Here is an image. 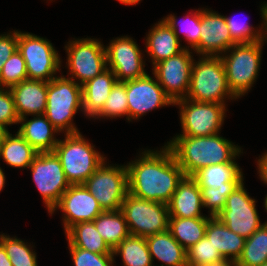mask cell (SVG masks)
Listing matches in <instances>:
<instances>
[{
	"label": "cell",
	"instance_id": "74e56055",
	"mask_svg": "<svg viewBox=\"0 0 267 266\" xmlns=\"http://www.w3.org/2000/svg\"><path fill=\"white\" fill-rule=\"evenodd\" d=\"M230 36L236 43H250L259 41L261 38L262 24L258 27H253L248 22H242L233 16H224Z\"/></svg>",
	"mask_w": 267,
	"mask_h": 266
},
{
	"label": "cell",
	"instance_id": "f35d334b",
	"mask_svg": "<svg viewBox=\"0 0 267 266\" xmlns=\"http://www.w3.org/2000/svg\"><path fill=\"white\" fill-rule=\"evenodd\" d=\"M74 266H114L113 254H97L78 247H68Z\"/></svg>",
	"mask_w": 267,
	"mask_h": 266
},
{
	"label": "cell",
	"instance_id": "ba28073f",
	"mask_svg": "<svg viewBox=\"0 0 267 266\" xmlns=\"http://www.w3.org/2000/svg\"><path fill=\"white\" fill-rule=\"evenodd\" d=\"M18 51L26 64L29 80L54 79L62 67V60L51 41L38 35L18 31Z\"/></svg>",
	"mask_w": 267,
	"mask_h": 266
},
{
	"label": "cell",
	"instance_id": "277c9868",
	"mask_svg": "<svg viewBox=\"0 0 267 266\" xmlns=\"http://www.w3.org/2000/svg\"><path fill=\"white\" fill-rule=\"evenodd\" d=\"M187 99L196 102L226 104L238 99L230 90L225 67L220 56H199L191 69Z\"/></svg>",
	"mask_w": 267,
	"mask_h": 266
},
{
	"label": "cell",
	"instance_id": "9a60e30c",
	"mask_svg": "<svg viewBox=\"0 0 267 266\" xmlns=\"http://www.w3.org/2000/svg\"><path fill=\"white\" fill-rule=\"evenodd\" d=\"M192 52L185 49L152 67V74L173 102L186 98L188 94L194 61Z\"/></svg>",
	"mask_w": 267,
	"mask_h": 266
},
{
	"label": "cell",
	"instance_id": "cb8c5ba5",
	"mask_svg": "<svg viewBox=\"0 0 267 266\" xmlns=\"http://www.w3.org/2000/svg\"><path fill=\"white\" fill-rule=\"evenodd\" d=\"M199 187L214 189L237 188L243 181V171L237 162L220 163L199 169L191 176Z\"/></svg>",
	"mask_w": 267,
	"mask_h": 266
},
{
	"label": "cell",
	"instance_id": "f1b7e54d",
	"mask_svg": "<svg viewBox=\"0 0 267 266\" xmlns=\"http://www.w3.org/2000/svg\"><path fill=\"white\" fill-rule=\"evenodd\" d=\"M93 222L99 234L112 250L130 235L121 210L103 211Z\"/></svg>",
	"mask_w": 267,
	"mask_h": 266
},
{
	"label": "cell",
	"instance_id": "2e32d148",
	"mask_svg": "<svg viewBox=\"0 0 267 266\" xmlns=\"http://www.w3.org/2000/svg\"><path fill=\"white\" fill-rule=\"evenodd\" d=\"M128 102V122L138 120L147 112L165 106H174V102L165 93L156 77L145 76L126 81Z\"/></svg>",
	"mask_w": 267,
	"mask_h": 266
},
{
	"label": "cell",
	"instance_id": "4316f807",
	"mask_svg": "<svg viewBox=\"0 0 267 266\" xmlns=\"http://www.w3.org/2000/svg\"><path fill=\"white\" fill-rule=\"evenodd\" d=\"M38 152L18 133L8 132L0 146V159L13 168H29Z\"/></svg>",
	"mask_w": 267,
	"mask_h": 266
},
{
	"label": "cell",
	"instance_id": "d590c367",
	"mask_svg": "<svg viewBox=\"0 0 267 266\" xmlns=\"http://www.w3.org/2000/svg\"><path fill=\"white\" fill-rule=\"evenodd\" d=\"M187 266H206L224 260L220 252L206 236L187 251Z\"/></svg>",
	"mask_w": 267,
	"mask_h": 266
},
{
	"label": "cell",
	"instance_id": "5b68a950",
	"mask_svg": "<svg viewBox=\"0 0 267 266\" xmlns=\"http://www.w3.org/2000/svg\"><path fill=\"white\" fill-rule=\"evenodd\" d=\"M54 152L70 185L83 184L107 158L81 132L64 134Z\"/></svg>",
	"mask_w": 267,
	"mask_h": 266
},
{
	"label": "cell",
	"instance_id": "8d00e7d4",
	"mask_svg": "<svg viewBox=\"0 0 267 266\" xmlns=\"http://www.w3.org/2000/svg\"><path fill=\"white\" fill-rule=\"evenodd\" d=\"M25 60L18 49L4 63L0 72V87L10 89L12 86L27 80Z\"/></svg>",
	"mask_w": 267,
	"mask_h": 266
},
{
	"label": "cell",
	"instance_id": "5bb4252c",
	"mask_svg": "<svg viewBox=\"0 0 267 266\" xmlns=\"http://www.w3.org/2000/svg\"><path fill=\"white\" fill-rule=\"evenodd\" d=\"M139 47L137 42L127 35L113 38L105 46L107 68L112 70L117 82L138 79L147 74L144 51Z\"/></svg>",
	"mask_w": 267,
	"mask_h": 266
},
{
	"label": "cell",
	"instance_id": "6da1fadb",
	"mask_svg": "<svg viewBox=\"0 0 267 266\" xmlns=\"http://www.w3.org/2000/svg\"><path fill=\"white\" fill-rule=\"evenodd\" d=\"M144 150V151H143ZM126 164L128 192L134 197L168 204L185 176L171 149H143Z\"/></svg>",
	"mask_w": 267,
	"mask_h": 266
},
{
	"label": "cell",
	"instance_id": "4dcf8cb0",
	"mask_svg": "<svg viewBox=\"0 0 267 266\" xmlns=\"http://www.w3.org/2000/svg\"><path fill=\"white\" fill-rule=\"evenodd\" d=\"M188 13L189 14H186L183 17V21L177 20V16H175V14H170L162 19L170 26L180 41V33L184 35V41L188 44L185 46V49H190L197 54L196 56H199L201 8L199 7L198 9H195V11L191 9ZM179 31L181 32L179 33Z\"/></svg>",
	"mask_w": 267,
	"mask_h": 266
},
{
	"label": "cell",
	"instance_id": "836d02e7",
	"mask_svg": "<svg viewBox=\"0 0 267 266\" xmlns=\"http://www.w3.org/2000/svg\"><path fill=\"white\" fill-rule=\"evenodd\" d=\"M24 241L6 233L0 234V244L6 250L12 266H38L34 245Z\"/></svg>",
	"mask_w": 267,
	"mask_h": 266
},
{
	"label": "cell",
	"instance_id": "ee69618b",
	"mask_svg": "<svg viewBox=\"0 0 267 266\" xmlns=\"http://www.w3.org/2000/svg\"><path fill=\"white\" fill-rule=\"evenodd\" d=\"M264 4H261L260 7V14L262 17V32H261V38L260 40L262 41V43L264 44L265 42L267 43V2L265 3V1L263 2Z\"/></svg>",
	"mask_w": 267,
	"mask_h": 266
},
{
	"label": "cell",
	"instance_id": "4fadbf2b",
	"mask_svg": "<svg viewBox=\"0 0 267 266\" xmlns=\"http://www.w3.org/2000/svg\"><path fill=\"white\" fill-rule=\"evenodd\" d=\"M256 200L249 196L242 182L228 197L225 207L216 217L231 231L249 238L263 223L257 211Z\"/></svg>",
	"mask_w": 267,
	"mask_h": 266
},
{
	"label": "cell",
	"instance_id": "e0dca14e",
	"mask_svg": "<svg viewBox=\"0 0 267 266\" xmlns=\"http://www.w3.org/2000/svg\"><path fill=\"white\" fill-rule=\"evenodd\" d=\"M58 209L63 212L64 233L77 223L93 221L104 211L83 184L70 185L49 215Z\"/></svg>",
	"mask_w": 267,
	"mask_h": 266
},
{
	"label": "cell",
	"instance_id": "83f0119b",
	"mask_svg": "<svg viewBox=\"0 0 267 266\" xmlns=\"http://www.w3.org/2000/svg\"><path fill=\"white\" fill-rule=\"evenodd\" d=\"M68 247H78L97 254H113L93 221L80 222L65 232Z\"/></svg>",
	"mask_w": 267,
	"mask_h": 266
},
{
	"label": "cell",
	"instance_id": "d6a6232c",
	"mask_svg": "<svg viewBox=\"0 0 267 266\" xmlns=\"http://www.w3.org/2000/svg\"><path fill=\"white\" fill-rule=\"evenodd\" d=\"M267 262V220L246 238L237 266H262Z\"/></svg>",
	"mask_w": 267,
	"mask_h": 266
},
{
	"label": "cell",
	"instance_id": "7402d4cb",
	"mask_svg": "<svg viewBox=\"0 0 267 266\" xmlns=\"http://www.w3.org/2000/svg\"><path fill=\"white\" fill-rule=\"evenodd\" d=\"M18 133L39 153L52 152L58 144L56 135L60 132L51 124L44 114L32 119L20 118Z\"/></svg>",
	"mask_w": 267,
	"mask_h": 266
},
{
	"label": "cell",
	"instance_id": "b9f144b4",
	"mask_svg": "<svg viewBox=\"0 0 267 266\" xmlns=\"http://www.w3.org/2000/svg\"><path fill=\"white\" fill-rule=\"evenodd\" d=\"M18 49V30L0 34V72L4 63Z\"/></svg>",
	"mask_w": 267,
	"mask_h": 266
},
{
	"label": "cell",
	"instance_id": "d4e9b609",
	"mask_svg": "<svg viewBox=\"0 0 267 266\" xmlns=\"http://www.w3.org/2000/svg\"><path fill=\"white\" fill-rule=\"evenodd\" d=\"M146 241L152 262L158 259L160 266H187L186 250L169 230L148 236Z\"/></svg>",
	"mask_w": 267,
	"mask_h": 266
},
{
	"label": "cell",
	"instance_id": "44dd1931",
	"mask_svg": "<svg viewBox=\"0 0 267 266\" xmlns=\"http://www.w3.org/2000/svg\"><path fill=\"white\" fill-rule=\"evenodd\" d=\"M146 35L145 52L151 59L152 67L185 50V45L182 46L174 31L163 19L154 24Z\"/></svg>",
	"mask_w": 267,
	"mask_h": 266
},
{
	"label": "cell",
	"instance_id": "484cf974",
	"mask_svg": "<svg viewBox=\"0 0 267 266\" xmlns=\"http://www.w3.org/2000/svg\"><path fill=\"white\" fill-rule=\"evenodd\" d=\"M205 236L224 259L237 261L242 254L245 238L231 231L217 217L208 220Z\"/></svg>",
	"mask_w": 267,
	"mask_h": 266
},
{
	"label": "cell",
	"instance_id": "ffe728a7",
	"mask_svg": "<svg viewBox=\"0 0 267 266\" xmlns=\"http://www.w3.org/2000/svg\"><path fill=\"white\" fill-rule=\"evenodd\" d=\"M202 208L203 203L199 185L191 176H184L168 203L169 217H212L201 213Z\"/></svg>",
	"mask_w": 267,
	"mask_h": 266
},
{
	"label": "cell",
	"instance_id": "7c38bea8",
	"mask_svg": "<svg viewBox=\"0 0 267 266\" xmlns=\"http://www.w3.org/2000/svg\"><path fill=\"white\" fill-rule=\"evenodd\" d=\"M28 169L50 213L70 186L61 161L54 151L39 152Z\"/></svg>",
	"mask_w": 267,
	"mask_h": 266
},
{
	"label": "cell",
	"instance_id": "c3c4849f",
	"mask_svg": "<svg viewBox=\"0 0 267 266\" xmlns=\"http://www.w3.org/2000/svg\"><path fill=\"white\" fill-rule=\"evenodd\" d=\"M118 2H120L121 4H124L125 6H134L138 3H140L142 0H117Z\"/></svg>",
	"mask_w": 267,
	"mask_h": 266
},
{
	"label": "cell",
	"instance_id": "1f68e13d",
	"mask_svg": "<svg viewBox=\"0 0 267 266\" xmlns=\"http://www.w3.org/2000/svg\"><path fill=\"white\" fill-rule=\"evenodd\" d=\"M113 256H121L123 266H155L146 238L129 235L112 250Z\"/></svg>",
	"mask_w": 267,
	"mask_h": 266
},
{
	"label": "cell",
	"instance_id": "52a82bcc",
	"mask_svg": "<svg viewBox=\"0 0 267 266\" xmlns=\"http://www.w3.org/2000/svg\"><path fill=\"white\" fill-rule=\"evenodd\" d=\"M64 49L67 53V77L81 86L107 69L106 48L96 38L70 39Z\"/></svg>",
	"mask_w": 267,
	"mask_h": 266
},
{
	"label": "cell",
	"instance_id": "7a4b0ae2",
	"mask_svg": "<svg viewBox=\"0 0 267 266\" xmlns=\"http://www.w3.org/2000/svg\"><path fill=\"white\" fill-rule=\"evenodd\" d=\"M166 145L173 152L185 176H192L199 169L235 161L242 147L222 137L220 133L211 136H174Z\"/></svg>",
	"mask_w": 267,
	"mask_h": 266
},
{
	"label": "cell",
	"instance_id": "f6af8a7d",
	"mask_svg": "<svg viewBox=\"0 0 267 266\" xmlns=\"http://www.w3.org/2000/svg\"><path fill=\"white\" fill-rule=\"evenodd\" d=\"M0 266H12L9 257L7 256L6 250L0 244Z\"/></svg>",
	"mask_w": 267,
	"mask_h": 266
},
{
	"label": "cell",
	"instance_id": "681fc988",
	"mask_svg": "<svg viewBox=\"0 0 267 266\" xmlns=\"http://www.w3.org/2000/svg\"><path fill=\"white\" fill-rule=\"evenodd\" d=\"M9 132L6 128L0 125V146L2 145V141L4 139V136Z\"/></svg>",
	"mask_w": 267,
	"mask_h": 266
},
{
	"label": "cell",
	"instance_id": "8992f818",
	"mask_svg": "<svg viewBox=\"0 0 267 266\" xmlns=\"http://www.w3.org/2000/svg\"><path fill=\"white\" fill-rule=\"evenodd\" d=\"M263 46L261 40L237 43L220 56L228 86L238 99L248 94L259 76Z\"/></svg>",
	"mask_w": 267,
	"mask_h": 266
},
{
	"label": "cell",
	"instance_id": "9c48e42d",
	"mask_svg": "<svg viewBox=\"0 0 267 266\" xmlns=\"http://www.w3.org/2000/svg\"><path fill=\"white\" fill-rule=\"evenodd\" d=\"M179 107L181 133L175 136H211L221 133L227 104L196 102L182 98L174 102Z\"/></svg>",
	"mask_w": 267,
	"mask_h": 266
},
{
	"label": "cell",
	"instance_id": "8fae6325",
	"mask_svg": "<svg viewBox=\"0 0 267 266\" xmlns=\"http://www.w3.org/2000/svg\"><path fill=\"white\" fill-rule=\"evenodd\" d=\"M104 211L121 210L128 192L126 165L107 164V159L83 183Z\"/></svg>",
	"mask_w": 267,
	"mask_h": 266
},
{
	"label": "cell",
	"instance_id": "7bdbcfd3",
	"mask_svg": "<svg viewBox=\"0 0 267 266\" xmlns=\"http://www.w3.org/2000/svg\"><path fill=\"white\" fill-rule=\"evenodd\" d=\"M258 160V161H257ZM256 160L257 170L259 174L260 181L267 185V151L262 153L261 156ZM267 196V194H266Z\"/></svg>",
	"mask_w": 267,
	"mask_h": 266
},
{
	"label": "cell",
	"instance_id": "603a6c76",
	"mask_svg": "<svg viewBox=\"0 0 267 266\" xmlns=\"http://www.w3.org/2000/svg\"><path fill=\"white\" fill-rule=\"evenodd\" d=\"M116 82V76L111 69L107 68L82 85L83 114L85 117L94 119L102 111Z\"/></svg>",
	"mask_w": 267,
	"mask_h": 266
},
{
	"label": "cell",
	"instance_id": "e575fe53",
	"mask_svg": "<svg viewBox=\"0 0 267 266\" xmlns=\"http://www.w3.org/2000/svg\"><path fill=\"white\" fill-rule=\"evenodd\" d=\"M126 117L128 120V102L126 93V84L124 82H116L112 87L109 97L102 111L94 118L95 119H113Z\"/></svg>",
	"mask_w": 267,
	"mask_h": 266
},
{
	"label": "cell",
	"instance_id": "d6986e66",
	"mask_svg": "<svg viewBox=\"0 0 267 266\" xmlns=\"http://www.w3.org/2000/svg\"><path fill=\"white\" fill-rule=\"evenodd\" d=\"M15 110L19 118L42 115L46 109L47 82L43 80H24L10 88Z\"/></svg>",
	"mask_w": 267,
	"mask_h": 266
},
{
	"label": "cell",
	"instance_id": "3957f363",
	"mask_svg": "<svg viewBox=\"0 0 267 266\" xmlns=\"http://www.w3.org/2000/svg\"><path fill=\"white\" fill-rule=\"evenodd\" d=\"M44 115L51 124L64 134L78 133L75 114L83 112L82 86L65 75L47 82V100Z\"/></svg>",
	"mask_w": 267,
	"mask_h": 266
},
{
	"label": "cell",
	"instance_id": "7dc6e473",
	"mask_svg": "<svg viewBox=\"0 0 267 266\" xmlns=\"http://www.w3.org/2000/svg\"><path fill=\"white\" fill-rule=\"evenodd\" d=\"M5 173L3 172L2 167H0V192L3 190L5 187V181H6V176L4 175Z\"/></svg>",
	"mask_w": 267,
	"mask_h": 266
},
{
	"label": "cell",
	"instance_id": "bcb514c9",
	"mask_svg": "<svg viewBox=\"0 0 267 266\" xmlns=\"http://www.w3.org/2000/svg\"><path fill=\"white\" fill-rule=\"evenodd\" d=\"M206 266H237V263L234 260L224 259L223 261L219 263H214V264L206 265Z\"/></svg>",
	"mask_w": 267,
	"mask_h": 266
},
{
	"label": "cell",
	"instance_id": "ab89813d",
	"mask_svg": "<svg viewBox=\"0 0 267 266\" xmlns=\"http://www.w3.org/2000/svg\"><path fill=\"white\" fill-rule=\"evenodd\" d=\"M203 208H208V214L216 217L225 207L227 197L236 188L214 189L212 187H200Z\"/></svg>",
	"mask_w": 267,
	"mask_h": 266
},
{
	"label": "cell",
	"instance_id": "60d3db41",
	"mask_svg": "<svg viewBox=\"0 0 267 266\" xmlns=\"http://www.w3.org/2000/svg\"><path fill=\"white\" fill-rule=\"evenodd\" d=\"M19 119L11 90L0 87V125L8 130V126L18 124Z\"/></svg>",
	"mask_w": 267,
	"mask_h": 266
},
{
	"label": "cell",
	"instance_id": "ac0fdd59",
	"mask_svg": "<svg viewBox=\"0 0 267 266\" xmlns=\"http://www.w3.org/2000/svg\"><path fill=\"white\" fill-rule=\"evenodd\" d=\"M236 44L230 36L224 15L201 8L199 56H221Z\"/></svg>",
	"mask_w": 267,
	"mask_h": 266
},
{
	"label": "cell",
	"instance_id": "30bf717a",
	"mask_svg": "<svg viewBox=\"0 0 267 266\" xmlns=\"http://www.w3.org/2000/svg\"><path fill=\"white\" fill-rule=\"evenodd\" d=\"M130 235L146 238L168 230V204L134 197L128 193L122 203Z\"/></svg>",
	"mask_w": 267,
	"mask_h": 266
},
{
	"label": "cell",
	"instance_id": "f546056e",
	"mask_svg": "<svg viewBox=\"0 0 267 266\" xmlns=\"http://www.w3.org/2000/svg\"><path fill=\"white\" fill-rule=\"evenodd\" d=\"M211 217L179 218L169 217L168 230L178 243L187 251L204 236Z\"/></svg>",
	"mask_w": 267,
	"mask_h": 266
},
{
	"label": "cell",
	"instance_id": "f907efd6",
	"mask_svg": "<svg viewBox=\"0 0 267 266\" xmlns=\"http://www.w3.org/2000/svg\"><path fill=\"white\" fill-rule=\"evenodd\" d=\"M264 207H265V211L267 212V196H265V199H264Z\"/></svg>",
	"mask_w": 267,
	"mask_h": 266
}]
</instances>
